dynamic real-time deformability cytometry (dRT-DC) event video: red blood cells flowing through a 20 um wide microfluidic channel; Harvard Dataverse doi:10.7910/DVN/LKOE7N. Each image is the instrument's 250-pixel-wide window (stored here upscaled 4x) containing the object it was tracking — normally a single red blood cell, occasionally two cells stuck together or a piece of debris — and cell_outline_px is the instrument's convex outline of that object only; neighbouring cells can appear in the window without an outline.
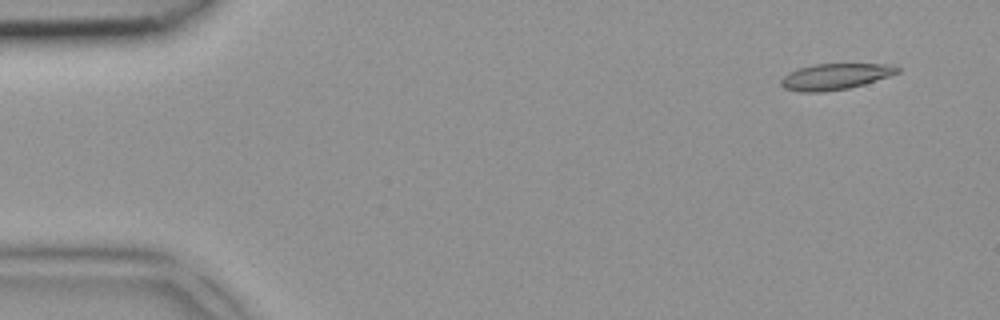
{"species": "common noctule bat (a hibernating species)", "species_latin": "Nyctalus noctula", "temperature_condition": "room temperature", "stored_images_in_passage": 4, "segment_of_instrument_passage": [2, 2], "camera_frame_rate_fps": 3000, "um_per_image_px": 0.085, "animal": {"sex": "female", "body_mass_g": 18.4}, "frame": {"image": 1, "passage_image": 4, "time_ms": 1.0, "image_size_px": [1000, 320], "cell_outline_px": [[900, 72], [864, 84], [848, 88], [824, 92], [800, 92], [784, 88], [780, 84], [780, 80], [788, 72], [812, 64], [884, 64], [900, 68]], "centroid_in_image_um": [70.94, 6.51], "position_along_channel_um": 14.1, "area_um2": 17.57}}